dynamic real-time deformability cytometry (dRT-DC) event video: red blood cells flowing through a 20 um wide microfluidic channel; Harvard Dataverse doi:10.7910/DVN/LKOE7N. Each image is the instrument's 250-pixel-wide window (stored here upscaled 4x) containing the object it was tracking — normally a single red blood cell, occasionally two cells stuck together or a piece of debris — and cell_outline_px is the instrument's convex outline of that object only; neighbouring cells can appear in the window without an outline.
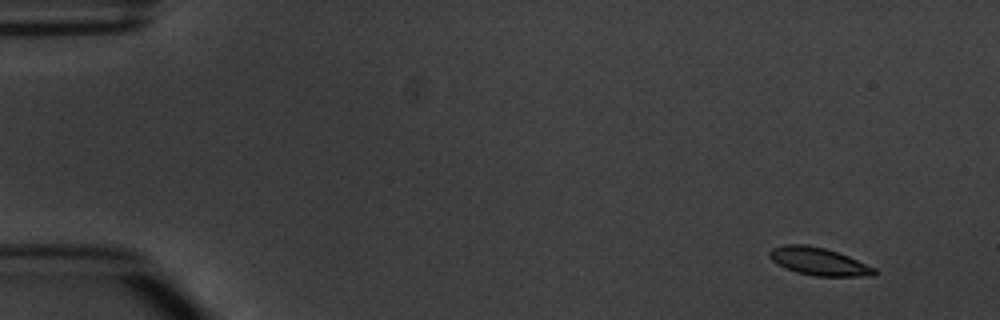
{"species": "common noctule bat (a hibernating species)", "species_latin": "Nyctalus noctula", "temperature_condition": "warm", "stored_images_in_passage": 4, "camera_frame_rate_fps": 3000, "um_per_image_px": 0.085, "animal": {"sex": "male", "body_mass_g": 20.1, "forearm_length_mm": 53.5}, "frame": {"image": 1, "passage_image": 1, "time_ms": 0.0, "image_size_px": [1000, 320], "cell_outline_px": [[880, 272], [872, 276], [816, 276], [796, 272], [784, 268], [772, 260], [768, 256], [768, 252], [772, 248], [784, 244], [808, 244], [824, 248], [848, 256], [876, 268]], "centroid_in_image_um": [69.59, 22.22], "position_along_channel_um": 15.4, "area_um2": 17.05}}
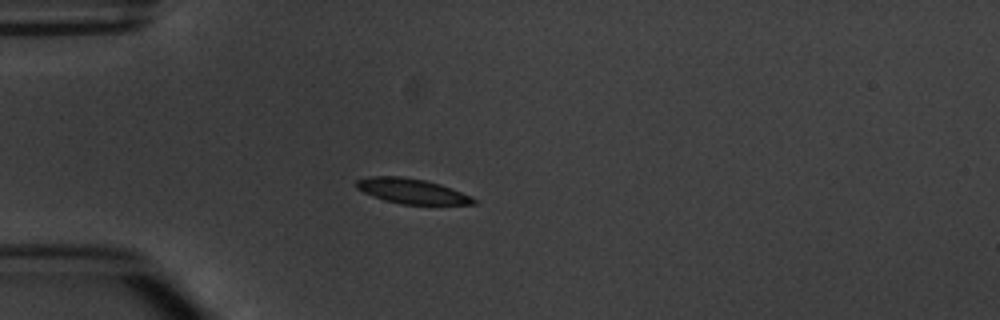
{"frame": {"image": 2, "passage_image": 4, "time_ms": 3.667, "image_size_px": [1000, 320], "cell_outline_px": [[476, 204], [400, 204], [384, 200], [372, 196], [356, 188], [356, 180], [368, 176], [400, 176], [424, 180], [440, 184], [472, 196], [476, 200]], "centroid_in_image_um": [34.98, 16.24], "position_along_channel_um": 50.0, "area_um2": 17.05}}